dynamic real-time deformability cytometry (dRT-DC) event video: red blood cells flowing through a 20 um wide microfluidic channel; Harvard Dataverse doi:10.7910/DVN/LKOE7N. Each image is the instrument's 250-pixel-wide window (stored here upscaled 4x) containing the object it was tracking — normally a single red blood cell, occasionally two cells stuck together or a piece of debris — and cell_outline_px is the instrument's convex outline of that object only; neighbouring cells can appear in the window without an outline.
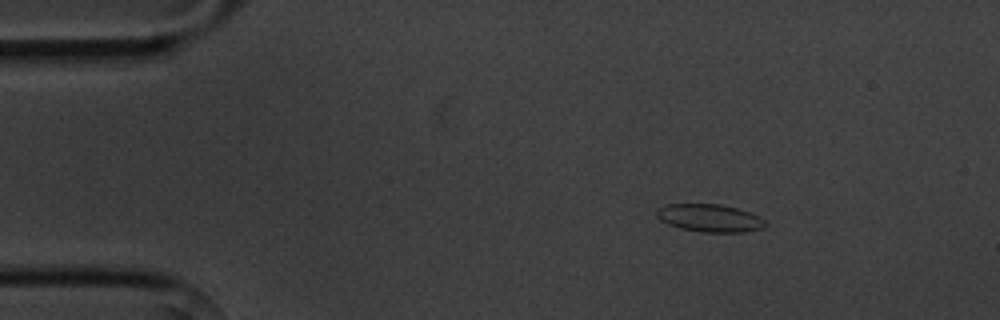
{"species": "common noctule bat (a hibernating species)", "species_latin": "Nyctalus noctula", "temperature_condition": "cold", "stored_images_in_passage": 5, "camera_frame_rate_fps": 3000, "um_per_image_px": 0.085, "animal": {"sex": "male", "body_mass_g": 20.1, "forearm_length_mm": 53.5}, "frame": {"image": 1, "passage_image": 3, "time_ms": 2.0, "image_size_px": [1000, 320], "cell_outline_px": [[768, 224], [764, 228], [744, 232], [700, 232], [680, 228], [668, 224], [660, 220], [656, 216], [656, 208], [664, 204], [720, 204], [736, 208], [760, 216]], "centroid_in_image_um": [60.31, 18.53], "position_along_channel_um": 24.7, "area_um2": 17.74}}